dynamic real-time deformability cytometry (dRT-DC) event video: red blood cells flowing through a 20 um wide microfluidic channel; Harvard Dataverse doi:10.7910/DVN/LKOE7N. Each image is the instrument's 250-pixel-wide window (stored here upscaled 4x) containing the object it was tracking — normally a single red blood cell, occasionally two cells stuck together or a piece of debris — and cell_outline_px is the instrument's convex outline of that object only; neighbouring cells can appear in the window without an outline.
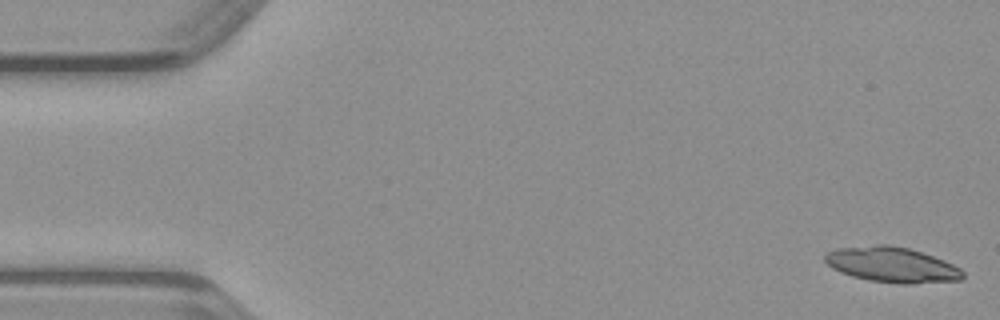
{"species": "common noctule bat (a hibernating species)", "species_latin": "Nyctalus noctula", "temperature_condition": "warm", "stored_images_in_passage": 47, "segment_of_instrument_passage": [1, 2], "camera_frame_rate_fps": 3000, "um_per_image_px": 0.085, "animal": {"sex": "male", "body_mass_g": 23.1, "forearm_length_mm": 52.7}, "frame": {"image": 1, "passage_image": 1, "time_ms": 0.0, "image_size_px": [1000, 320], "cell_outline_px": [[964, 276], [960, 280], [908, 284], [900, 284], [868, 280], [852, 276], [840, 272], [832, 268], [824, 260], [824, 256], [828, 252], [836, 248], [876, 244], [888, 244], [908, 248], [944, 260], [960, 268], [964, 272]], "centroid_in_image_um": [75.79, 22.5], "position_along_channel_um": 9.2, "area_um2": 28.38}}